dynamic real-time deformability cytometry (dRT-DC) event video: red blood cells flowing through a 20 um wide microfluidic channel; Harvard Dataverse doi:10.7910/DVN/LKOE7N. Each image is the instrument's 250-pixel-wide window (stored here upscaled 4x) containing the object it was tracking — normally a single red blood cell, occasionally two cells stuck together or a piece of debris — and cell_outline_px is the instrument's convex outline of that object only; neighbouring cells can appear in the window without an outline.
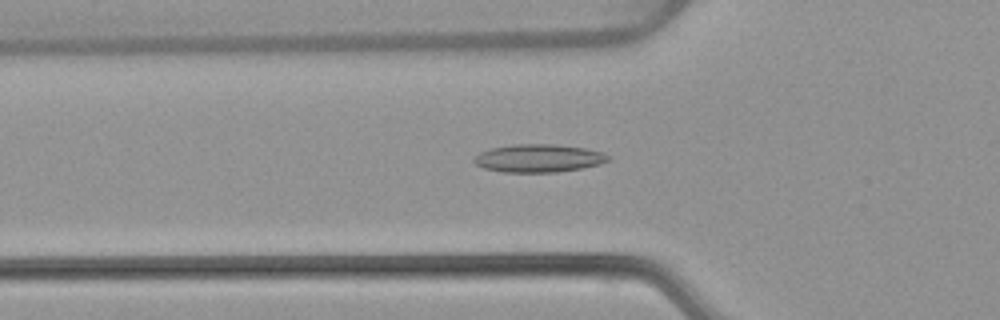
{"species": "common noctule bat (a hibernating species)", "species_latin": "Nyctalus noctula", "temperature_condition": "warm", "stored_images_in_passage": 49, "camera_frame_rate_fps": 3000, "um_per_image_px": 0.085, "animal": {"sex": "female", "body_mass_g": 22.7, "forearm_length_mm": 54.2}, "frame": {"image": 1, "passage_image": 18, "time_ms": 5.667, "image_size_px": [1000, 320], "cell_outline_px": [[612, 160], [600, 164], [580, 168], [556, 172], [500, 172], [484, 168], [476, 164], [472, 160], [480, 152], [488, 148], [512, 144], [556, 144], [584, 148], [600, 152], [608, 156]], "centroid_in_image_um": [45.74, 13.44], "position_along_channel_um": 80.1, "area_um2": 21.91}}
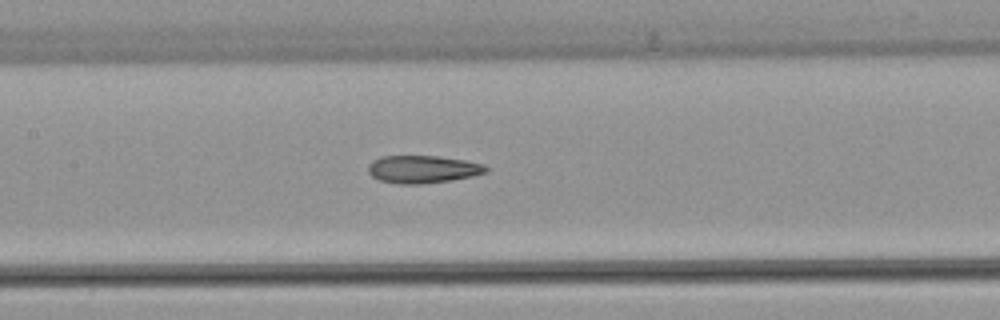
{"frame": {"image": 2, "passage_image": 25, "time_ms": 8.0, "image_size_px": [1000, 320], "cell_outline_px": [[488, 172], [472, 176], [452, 180], [420, 184], [400, 184], [380, 180], [372, 176], [368, 172], [368, 164], [372, 160], [380, 156], [440, 156], [464, 160], [484, 164], [488, 168]], "centroid_in_image_um": [35.93, 14.38], "position_along_channel_um": 171.5, "area_um2": 19.07}}
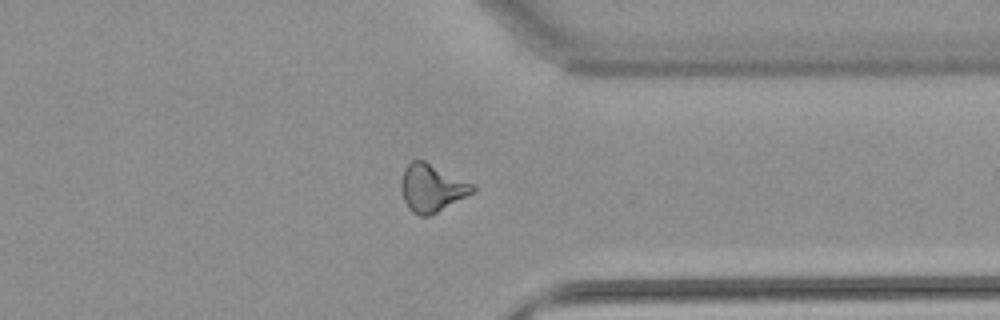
{"frame": {"image": 3, "passage_image": 41, "time_ms": 13.333, "image_size_px": [1000, 320], "cell_outline_px": [[476, 192], [428, 216], [420, 216], [412, 212], [408, 208], [404, 200], [400, 188], [400, 180], [404, 168], [412, 160], [424, 160], [476, 184]], "centroid_in_image_um": [36.72, 15.96], "position_along_channel_um": 374.7, "area_um2": 20.17}, "authors_computed_cell_mechanics": {"area_um2": 19.4208, "velocity_mm_per_s": 3.878, "shape_relaxation_time_tau1_ms": null, "shape_relaxation_time_tau2_ms": 3.5878, "deformation_change_tau1": null, "deformation_change_tau2": 0.1141}}